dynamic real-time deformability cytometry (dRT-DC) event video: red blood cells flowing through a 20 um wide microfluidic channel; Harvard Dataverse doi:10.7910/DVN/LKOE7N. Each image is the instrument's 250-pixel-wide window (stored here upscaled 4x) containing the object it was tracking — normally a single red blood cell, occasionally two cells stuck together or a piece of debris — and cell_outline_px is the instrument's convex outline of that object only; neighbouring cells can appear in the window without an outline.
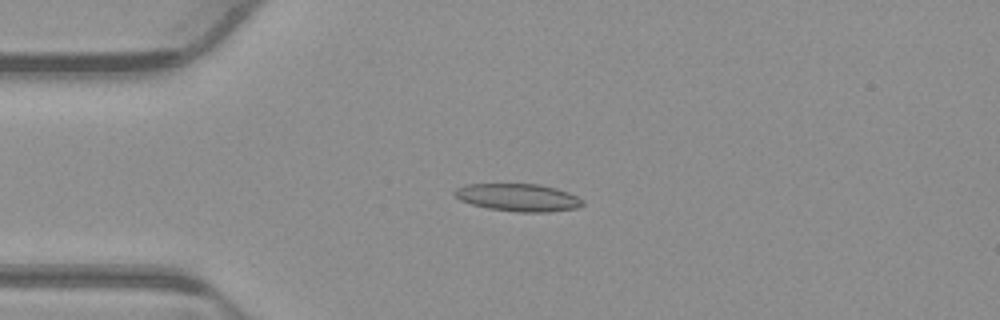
{"species": "common noctule bat (a hibernating species)", "species_latin": "Nyctalus noctula", "temperature_condition": "warm", "stored_images_in_passage": 53, "camera_frame_rate_fps": 3000, "um_per_image_px": 0.085, "animal": {"sex": "male", "body_mass_g": 23.1, "forearm_length_mm": 52.7}, "frame": {"image": 1, "passage_image": 13, "time_ms": 4.0, "image_size_px": [1000, 320], "cell_outline_px": [[584, 204], [580, 208], [548, 212], [516, 212], [488, 208], [472, 204], [460, 200], [452, 192], [456, 188], [464, 184], [536, 184], [556, 188], [568, 192], [584, 200]], "centroid_in_image_um": [44.06, 16.79], "position_along_channel_um": 40.9, "area_um2": 20.69}}
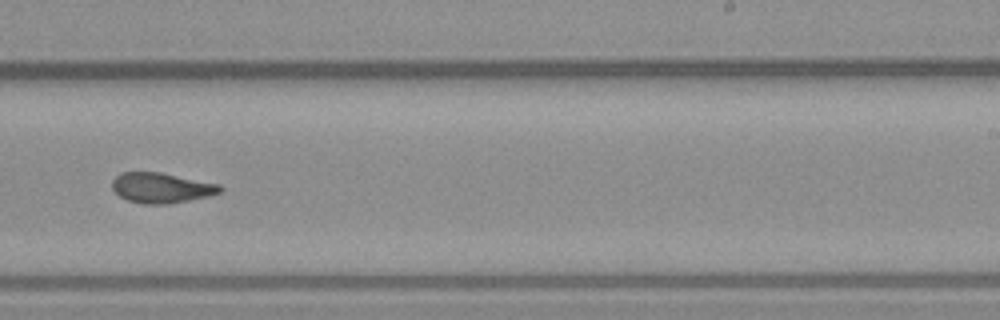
{"frame": {"image": 2, "passage_image": 33, "time_ms": 10.667, "image_size_px": [1000, 320], "cell_outline_px": [[224, 188], [220, 192], [208, 196], [168, 204], [144, 204], [128, 200], [120, 196], [112, 188], [112, 180], [120, 172], [160, 172], [220, 184]], "centroid_in_image_um": [13.72, 15.96], "position_along_channel_um": 275.3, "area_um2": 18.96}}
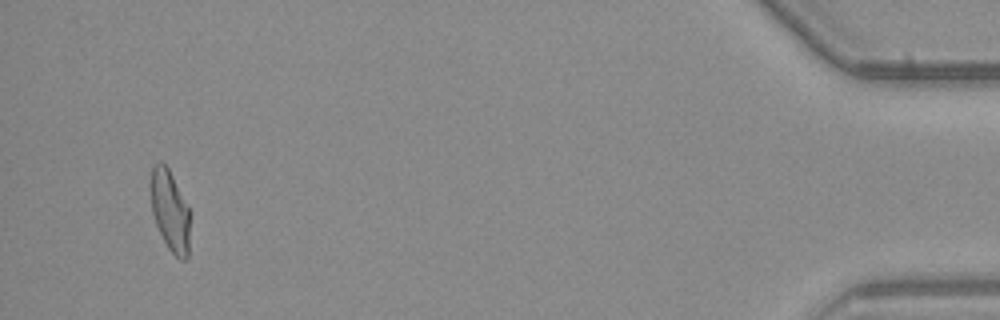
{"frame": {"image": 3, "passage_image": 51, "time_ms": 16.667, "image_size_px": [1000, 320], "cell_outline_px": [[188, 260], [180, 260], [168, 248], [156, 224], [152, 212], [148, 184], [152, 168], [160, 160], [168, 168], [188, 208]], "centroid_in_image_um": [14.39, 17.89], "position_along_channel_um": 420.8, "area_um2": 18.32}, "authors_computed_cell_mechanics": {"area_um2": 19.4208, "velocity_mm_per_s": 3.8542, "shape_relaxation_time_tau1_ms": null, "shape_relaxation_time_tau2_ms": 2.5136, "deformation_change_tau1": null, "deformation_change_tau2": 0.0932}}